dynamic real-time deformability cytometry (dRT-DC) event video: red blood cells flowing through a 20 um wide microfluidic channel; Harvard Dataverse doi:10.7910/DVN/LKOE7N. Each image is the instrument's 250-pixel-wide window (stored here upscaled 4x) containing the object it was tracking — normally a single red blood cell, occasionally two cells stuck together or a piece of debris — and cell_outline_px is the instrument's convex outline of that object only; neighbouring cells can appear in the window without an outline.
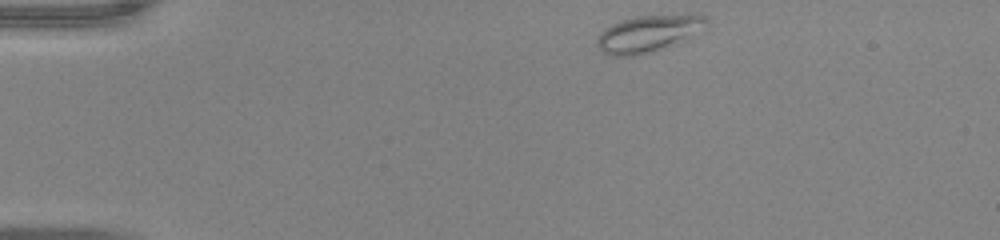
{"species": "common noctule bat (a hibernating species)", "species_latin": "Nyctalus noctula", "temperature_condition": "warm", "stored_images_in_passage": 44, "camera_frame_rate_fps": 3000, "um_per_image_px": 0.085, "animal": {"sex": "male", "body_mass_g": 20.0, "forearm_length_mm": 53.3}, "frame": {"image": 1, "passage_image": 1, "time_ms": 0.0, "image_size_px": [1000, 240], "cell_outline_px": [[708, 24], [668, 44], [632, 56], [608, 56], [596, 44], [596, 40], [600, 32], [604, 28], [620, 20], [636, 16], [696, 12], [700, 12], [708, 20]], "centroid_in_image_um": [55.03, 2.77], "position_along_channel_um": 30.0, "area_um2": 22.77}}
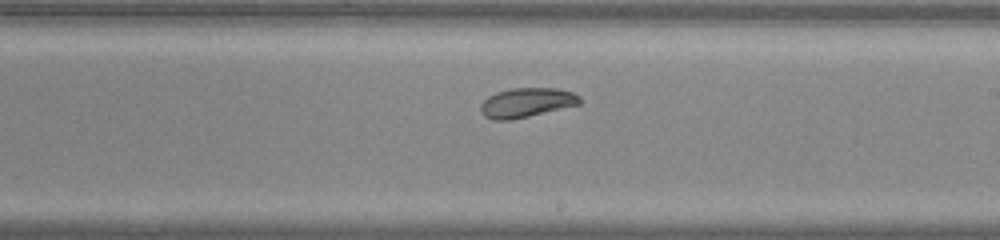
{"frame": {"image": 2, "passage_image": 23, "time_ms": 7.333, "image_size_px": [1000, 240], "cell_outline_px": [[580, 104], [528, 116], [508, 120], [492, 120], [484, 116], [480, 112], [480, 104], [488, 96], [496, 92], [512, 88], [560, 88], [572, 92], [580, 96]], "centroid_in_image_um": [44.73, 8.71], "position_along_channel_um": 244.3, "area_um2": 16.99}}
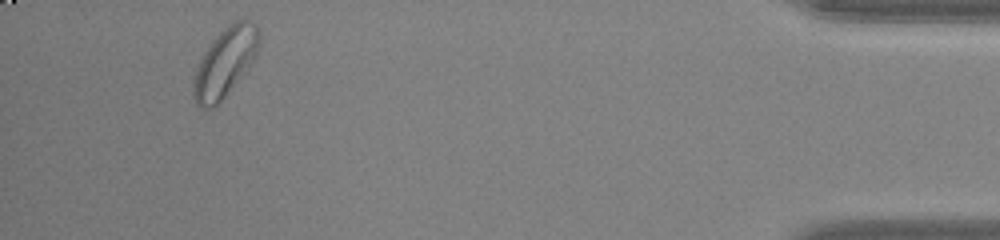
{"frame": {"image": 3, "passage_image": 41, "time_ms": 13.333, "image_size_px": [1000, 240], "cell_outline_px": [[260, 44], [252, 60], [224, 96], [208, 112], [196, 104], [192, 92], [192, 84], [196, 68], [204, 52], [212, 40], [232, 20], [244, 16], [256, 24], [260, 36]], "centroid_in_image_um": [19.11, 5.24], "position_along_channel_um": 416.1, "area_um2": 26.18}, "authors_computed_cell_mechanics": {"area_um2": 20.0277, "velocity_mm_per_s": 3.9074, "shape_relaxation_time_tau1_ms": 5.1821, "shape_relaxation_time_tau2_ms": null, "deformation_change_tau1": 0.0788, "deformation_change_tau2": null}}